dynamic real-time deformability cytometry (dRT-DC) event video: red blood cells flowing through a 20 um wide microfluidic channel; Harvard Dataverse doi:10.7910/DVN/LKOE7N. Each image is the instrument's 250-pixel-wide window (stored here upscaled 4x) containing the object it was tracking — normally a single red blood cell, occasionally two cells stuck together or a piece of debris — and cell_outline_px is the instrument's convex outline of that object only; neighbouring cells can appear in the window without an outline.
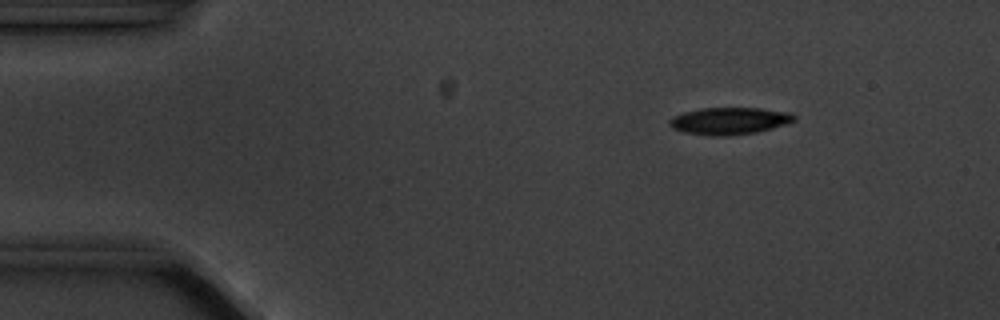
{"species": "common noctule bat (a hibernating species)", "species_latin": "Nyctalus noctula", "temperature_condition": "cold", "stored_images_in_passage": 7, "camera_frame_rate_fps": 3000, "um_per_image_px": 0.085, "animal": {"sex": "male", "body_mass_g": 20.1, "forearm_length_mm": 53.5}, "frame": {"image": 1, "passage_image": 3, "time_ms": 2.333, "image_size_px": [1000, 320], "cell_outline_px": [[796, 120], [772, 128], [756, 132], [724, 136], [712, 136], [684, 132], [672, 128], [668, 124], [668, 120], [672, 116], [684, 112], [700, 108], [760, 108], [792, 112], [796, 116]], "centroid_in_image_um": [61.98, 10.27], "position_along_channel_um": 23.0, "area_um2": 19.77}}